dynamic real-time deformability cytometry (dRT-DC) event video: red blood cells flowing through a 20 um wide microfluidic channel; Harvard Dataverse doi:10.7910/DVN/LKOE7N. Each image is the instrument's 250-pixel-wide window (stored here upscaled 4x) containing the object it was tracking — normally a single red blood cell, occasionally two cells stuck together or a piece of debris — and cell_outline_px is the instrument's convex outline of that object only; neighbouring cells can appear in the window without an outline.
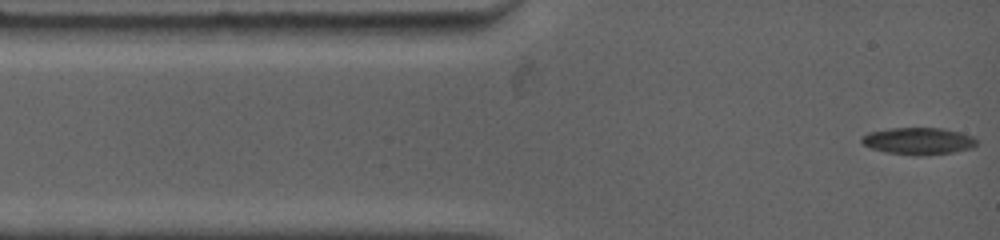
{"species": "common noctule bat (a hibernating species)", "species_latin": "Nyctalus noctula", "temperature_condition": "warm", "stored_images_in_passage": 41, "camera_frame_rate_fps": 4500, "um_per_image_px": 0.085, "animal": {"sex": "female", "body_mass_g": 19.0, "forearm_length_mm": 53.3}, "frame": {"image": 1, "passage_image": 1, "time_ms": 0.0, "image_size_px": [1000, 240], "cell_outline_px": [[976, 144], [972, 148], [952, 152], [920, 156], [912, 156], [888, 152], [872, 148], [864, 144], [860, 140], [860, 136], [868, 132], [888, 128], [940, 128], [960, 132], [972, 136], [976, 140]], "centroid_in_image_um": [78.03, 11.98], "position_along_channel_um": 7.0, "area_um2": 18.09}}
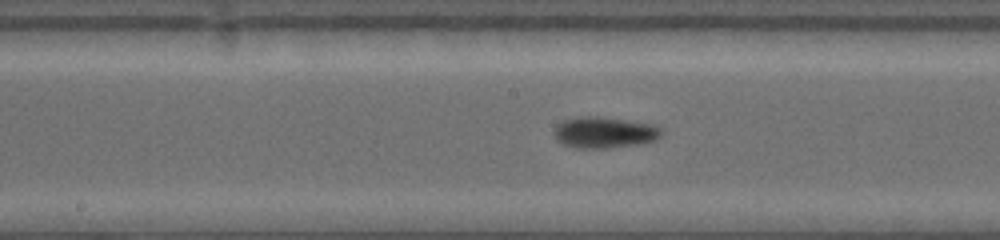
{"frame": {"image": 2, "passage_image": 18, "time_ms": 6.222, "image_size_px": [1000, 240], "cell_outline_px": [[664, 132], [656, 140], [640, 144], [608, 148], [576, 148], [560, 144], [556, 140], [556, 128], [564, 120], [620, 120], [648, 124], [660, 128]], "centroid_in_image_um": [51.43, 11.35], "position_along_channel_um": 196.8, "area_um2": 18.15}}
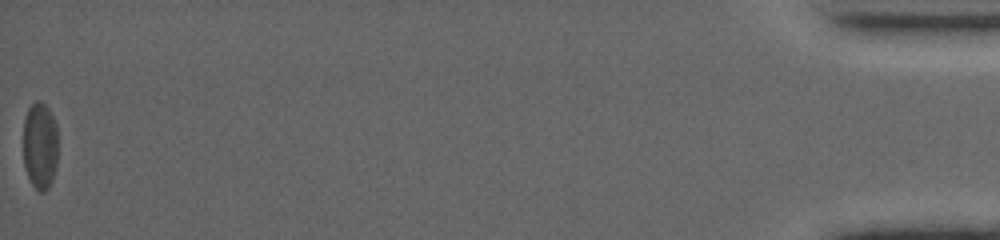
{"frame": {"image": 3, "passage_image": 41, "time_ms": 17.111, "image_size_px": [1000, 240], "cell_outline_px": [[56, 168], [52, 180], [48, 188], [44, 192], [40, 192], [32, 184], [28, 176], [24, 164], [24, 120], [28, 108], [36, 100], [40, 100], [48, 108], [56, 124]], "centroid_in_image_um": [3.39, 12.38], "position_along_channel_um": 431.8, "area_um2": 17.46}, "authors_computed_cell_mechanics": {"area_um2": 18.207, "velocity_mm_per_s": 3.7472, "shape_relaxation_time_tau1_ms": 8.7996, "shape_relaxation_time_tau2_ms": 3.0011, "deformation_change_tau1": 0.1548, "deformation_change_tau2": 0.0549}}